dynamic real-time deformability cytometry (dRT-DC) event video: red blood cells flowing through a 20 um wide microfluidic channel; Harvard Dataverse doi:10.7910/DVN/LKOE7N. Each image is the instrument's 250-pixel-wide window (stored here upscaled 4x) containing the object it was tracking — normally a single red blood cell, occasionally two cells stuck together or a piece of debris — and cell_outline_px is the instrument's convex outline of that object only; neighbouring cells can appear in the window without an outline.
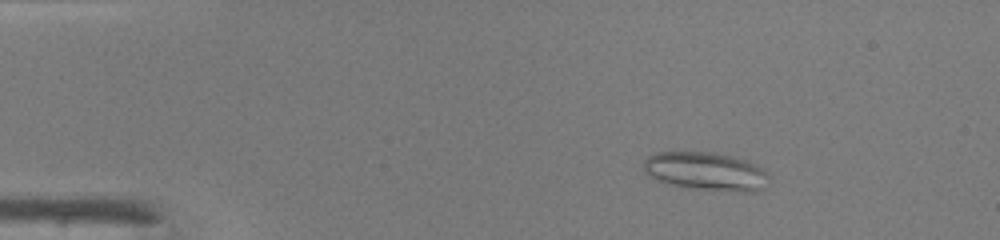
{"species": "common noctule bat (a hibernating species)", "species_latin": "Nyctalus noctula", "temperature_condition": "warm", "stored_images_in_passage": 48, "camera_frame_rate_fps": 3000, "um_per_image_px": 0.085, "animal": {"sex": "male", "body_mass_g": 19.0, "forearm_length_mm": 50.8}, "frame": {"image": 1, "passage_image": 8, "time_ms": 2.333, "image_size_px": [1000, 240], "cell_outline_px": [[768, 176], [764, 188], [752, 192], [744, 192], [692, 188], [668, 184], [656, 180], [648, 176], [644, 172], [644, 160], [648, 156], [656, 152], [716, 152], [732, 156], [756, 164], [764, 168], [768, 172]], "centroid_in_image_um": [59.99, 14.56], "position_along_channel_um": 25.0, "area_um2": 28.15}}
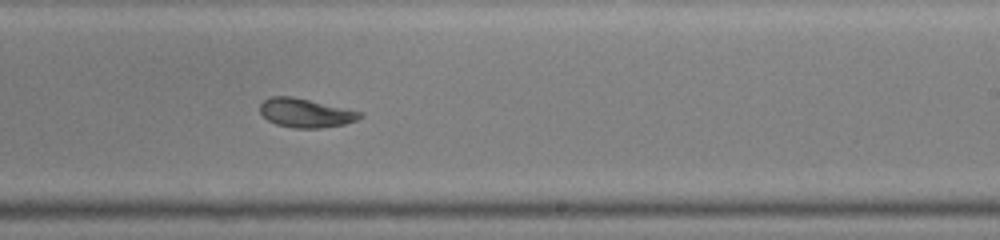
{"frame": {"image": 2, "passage_image": 30, "time_ms": 9.667, "image_size_px": [1000, 240], "cell_outline_px": [[364, 116], [356, 120], [344, 124], [320, 128], [292, 128], [276, 124], [268, 120], [260, 112], [260, 104], [264, 100], [272, 96], [292, 96], [364, 112]], "centroid_in_image_um": [26.0, 9.6], "position_along_channel_um": 263.0, "area_um2": 16.88}}
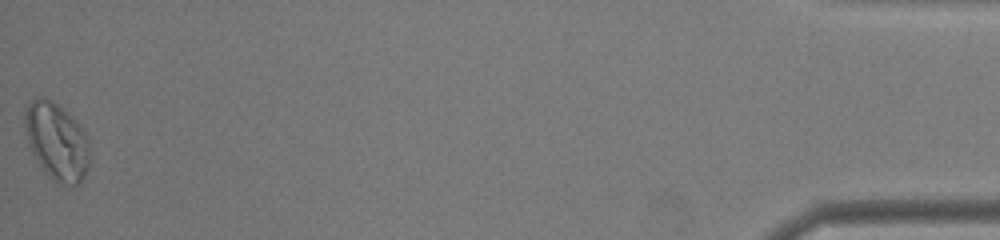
{"frame": {"image": 3, "passage_image": 48, "time_ms": 15.667, "image_size_px": [1000, 240], "cell_outline_px": [[88, 168], [80, 184], [60, 184], [52, 180], [48, 176], [32, 152], [28, 144], [24, 128], [24, 112], [28, 104], [36, 96], [40, 96], [52, 100], [72, 116], [88, 136]], "centroid_in_image_um": [4.8, 12.0], "position_along_channel_um": 430.4, "area_um2": 29.25}, "authors_computed_cell_mechanics": {"area_um2": 21.7906, "velocity_mm_per_s": 4.3041, "shape_relaxation_time_tau1_ms": null, "shape_relaxation_time_tau2_ms": 2.0519, "deformation_change_tau1": null, "deformation_change_tau2": 0.0759}}